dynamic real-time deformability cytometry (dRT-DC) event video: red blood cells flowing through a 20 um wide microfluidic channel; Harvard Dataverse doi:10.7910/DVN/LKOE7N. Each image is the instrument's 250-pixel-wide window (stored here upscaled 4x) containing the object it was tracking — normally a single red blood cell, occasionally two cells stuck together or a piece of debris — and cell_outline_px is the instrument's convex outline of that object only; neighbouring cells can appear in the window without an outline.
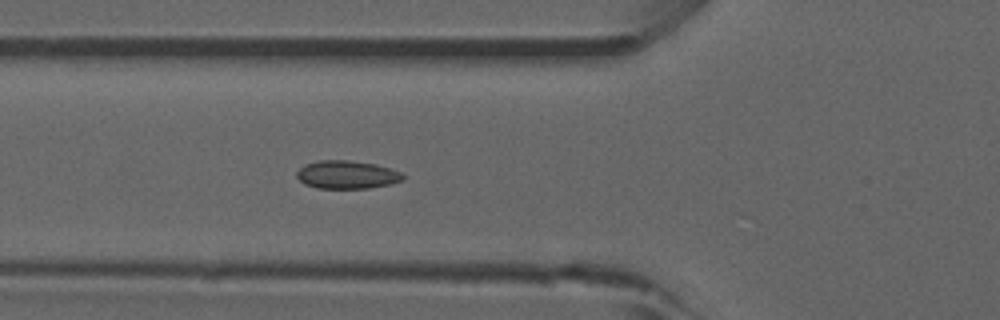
{"species": "common noctule bat (a hibernating species)", "species_latin": "Nyctalus noctula", "temperature_condition": "room temperature", "stored_images_in_passage": 19, "camera_frame_rate_fps": 3000, "um_per_image_px": 0.085, "animal": {"sex": "male", "forearm_length_mm": 52.5}, "frame": {"image": 1, "passage_image": 3, "time_ms": 0.667, "image_size_px": [1000, 320], "cell_outline_px": [[404, 180], [388, 184], [368, 188], [316, 188], [304, 184], [296, 176], [296, 172], [304, 164], [320, 160], [348, 160], [376, 164], [400, 172], [404, 176]], "centroid_in_image_um": [29.45, 14.84], "position_along_channel_um": 96.4, "area_um2": 17.34}}
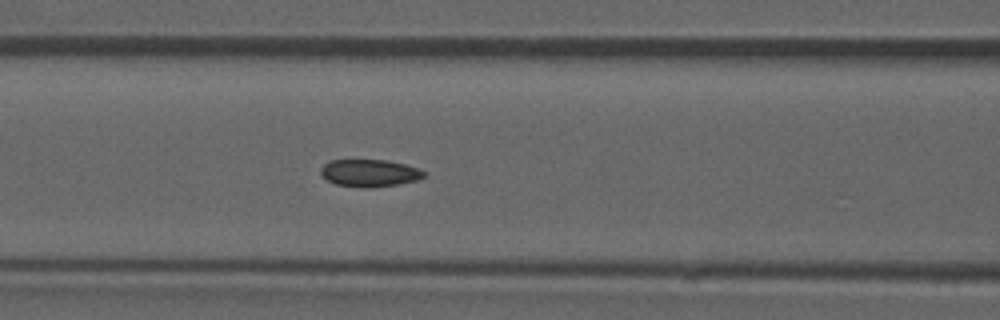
{"frame": {"image": 2, "passage_image": 6, "time_ms": 1.667, "image_size_px": [1000, 320], "cell_outline_px": [[428, 176], [416, 180], [396, 184], [372, 188], [364, 188], [336, 184], [328, 180], [320, 172], [320, 168], [328, 160], [388, 160], [420, 168], [428, 172]], "centroid_in_image_um": [31.46, 14.7], "position_along_channel_um": 135.1, "area_um2": 16.59}}